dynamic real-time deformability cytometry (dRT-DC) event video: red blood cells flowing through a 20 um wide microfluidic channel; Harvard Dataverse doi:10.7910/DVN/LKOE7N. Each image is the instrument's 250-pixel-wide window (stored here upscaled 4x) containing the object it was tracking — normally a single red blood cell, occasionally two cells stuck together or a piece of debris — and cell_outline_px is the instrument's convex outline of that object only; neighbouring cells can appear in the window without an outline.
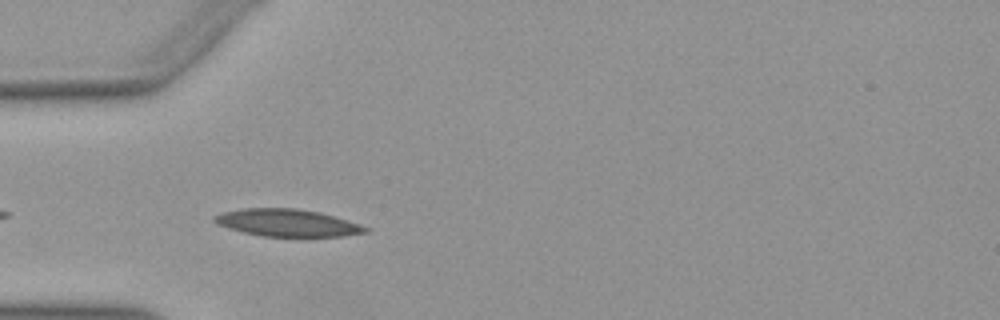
{"species": "Egyptian fruit bat (a non-hibernating species)", "species_latin": "Rousettus aegyptiacus", "temperature_condition": "warm", "stored_images_in_passage": 33, "camera_frame_rate_fps": 3000, "um_per_image_px": 0.085, "animal": {"sex": "female"}, "frame": {"image": 1, "passage_image": 3, "time_ms": 0.667, "image_size_px": [1000, 320], "cell_outline_px": [[368, 232], [344, 236], [264, 236], [244, 232], [228, 228], [216, 224], [212, 220], [212, 216], [220, 212], [240, 208], [296, 208], [320, 212], [336, 216], [360, 224], [368, 228]], "centroid_in_image_um": [24.38, 18.92], "position_along_channel_um": 60.6, "area_um2": 24.16}}
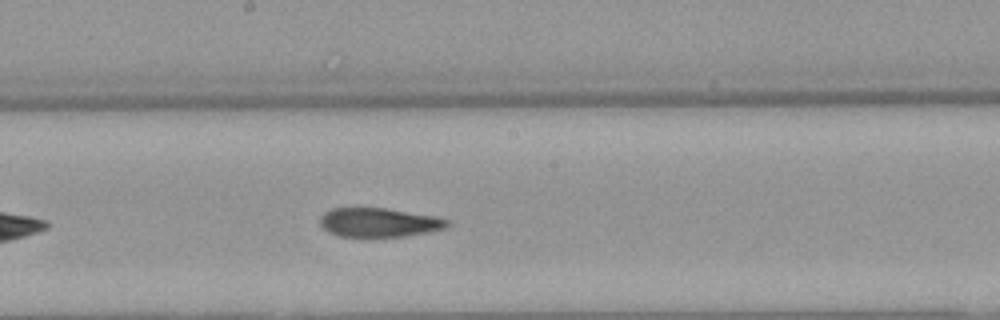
{"frame": {"image": 2, "passage_image": 15, "time_ms": 4.667, "image_size_px": [1000, 320], "cell_outline_px": [[448, 224], [444, 228], [428, 232], [408, 236], [364, 240], [340, 236], [328, 232], [320, 224], [320, 216], [324, 212], [332, 208], [384, 208], [436, 216], [448, 220]], "centroid_in_image_um": [32.16, 18.96], "position_along_channel_um": 216.0, "area_um2": 22.31}}
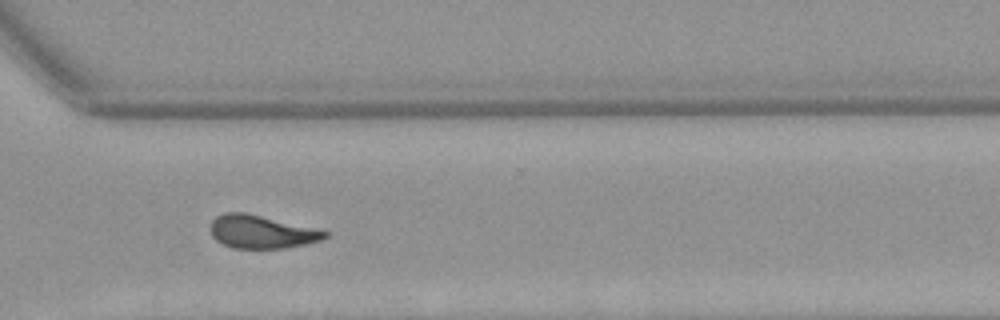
{"frame": {"image": 3, "passage_image": 25, "time_ms": 8.0, "image_size_px": [1000, 320], "cell_outline_px": [[328, 236], [320, 240], [304, 244], [284, 248], [232, 248], [216, 240], [212, 236], [212, 220], [216, 216], [224, 212], [244, 212], [316, 228], [328, 232]], "centroid_in_image_um": [22.22, 19.7], "position_along_channel_um": 348.4, "area_um2": 21.85}, "authors_computed_cell_mechanics": {"area_um2": 22.542, "velocity_mm_per_s": 3.9671, "shape_relaxation_time_tau1_ms": null, "shape_relaxation_time_tau2_ms": 3.6532, "deformation_change_tau1": null, "deformation_change_tau2": 0.1179}}